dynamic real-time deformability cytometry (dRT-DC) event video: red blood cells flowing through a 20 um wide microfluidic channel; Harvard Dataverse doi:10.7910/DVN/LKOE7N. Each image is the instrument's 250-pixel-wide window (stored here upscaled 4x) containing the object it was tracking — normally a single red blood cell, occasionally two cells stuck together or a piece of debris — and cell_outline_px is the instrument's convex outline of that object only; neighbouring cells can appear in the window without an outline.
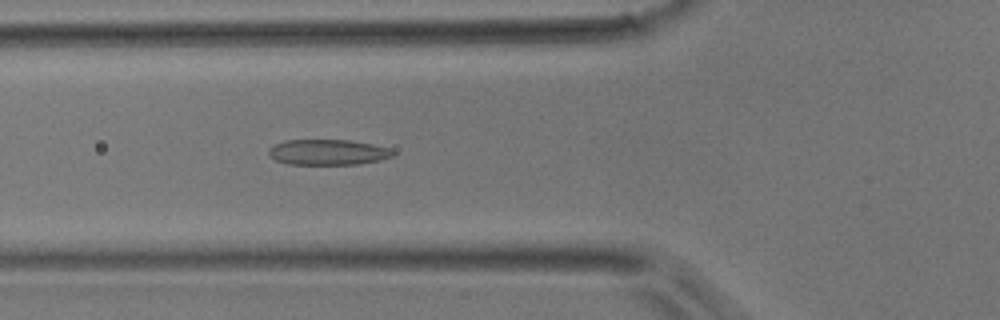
{"species": "common noctule bat (a hibernating species)", "species_latin": "Nyctalus noctula", "temperature_condition": "room temperature", "stored_images_in_passage": 37, "camera_frame_rate_fps": 3000, "um_per_image_px": 0.085, "animal": {"sex": "male", "body_mass_g": 17.9}, "frame": {"image": 1, "passage_image": 6, "time_ms": 1.667, "image_size_px": [1000, 320], "cell_outline_px": [[396, 152], [392, 156], [380, 160], [356, 164], [288, 164], [276, 160], [268, 156], [268, 148], [284, 140], [348, 140], [372, 144], [388, 148]], "centroid_in_image_um": [27.84, 12.93], "position_along_channel_um": 98.0, "area_um2": 18.44}}
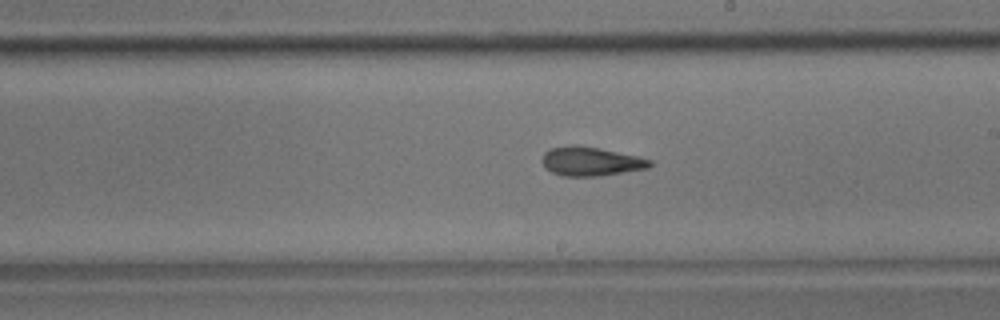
{"frame": {"image": 2, "passage_image": 16, "time_ms": 5.0, "image_size_px": [1000, 320], "cell_outline_px": [[652, 164], [648, 168], [600, 176], [564, 176], [552, 172], [544, 168], [540, 160], [544, 152], [552, 148], [572, 144], [576, 144], [600, 148], [636, 156], [652, 160]], "centroid_in_image_um": [50.17, 13.71], "position_along_channel_um": 238.8, "area_um2": 18.32}}
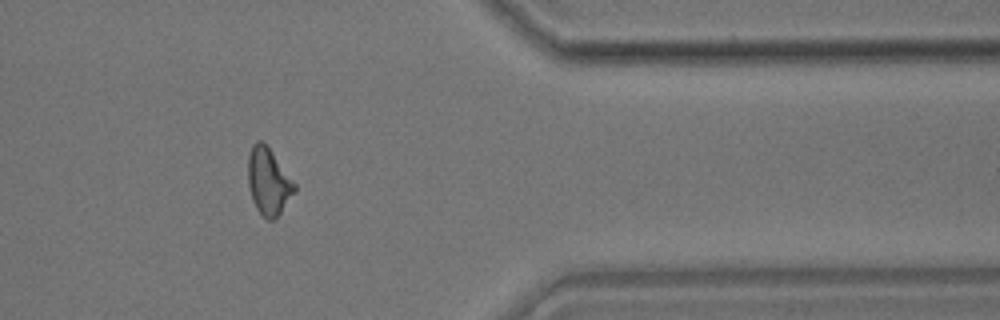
{"frame": {"image": 3, "passage_image": 28, "time_ms": 9.0, "image_size_px": [1000, 320], "cell_outline_px": [[296, 192], [276, 220], [268, 220], [256, 208], [252, 200], [248, 184], [248, 156], [252, 144], [256, 140], [264, 140], [296, 184]], "centroid_in_image_um": [22.83, 15.41], "position_along_channel_um": 388.6, "area_um2": 18.5}}